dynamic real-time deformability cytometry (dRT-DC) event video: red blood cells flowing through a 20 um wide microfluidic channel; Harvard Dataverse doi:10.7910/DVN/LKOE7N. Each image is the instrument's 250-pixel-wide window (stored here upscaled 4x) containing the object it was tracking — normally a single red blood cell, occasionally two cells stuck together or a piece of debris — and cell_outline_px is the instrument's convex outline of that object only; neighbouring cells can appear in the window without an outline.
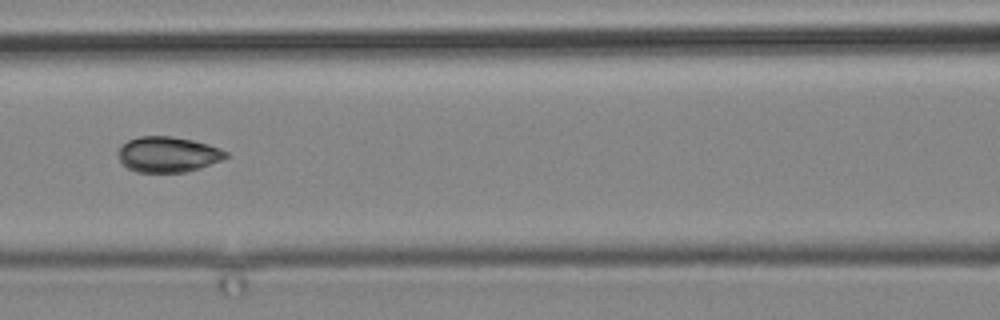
{"species": "common noctule bat (a hibernating species)", "species_latin": "Nyctalus noctula", "temperature_condition": "cold", "stored_images_in_passage": 5, "camera_frame_rate_fps": 3000, "um_per_image_px": 0.085, "animal": {"sex": "male", "body_mass_g": 19.2, "forearm_length_mm": 51.8}, "frame": {"image": 1, "passage_image": 5, "time_ms": 4.667, "image_size_px": [1000, 320], "cell_outline_px": [[228, 156], [220, 160], [200, 168], [184, 172], [136, 172], [128, 168], [120, 160], [116, 152], [128, 140], [140, 136], [172, 136], [192, 140], [208, 144], [220, 148], [228, 152]], "centroid_in_image_um": [14.27, 13.12], "position_along_channel_um": 152.3, "area_um2": 22.2}}